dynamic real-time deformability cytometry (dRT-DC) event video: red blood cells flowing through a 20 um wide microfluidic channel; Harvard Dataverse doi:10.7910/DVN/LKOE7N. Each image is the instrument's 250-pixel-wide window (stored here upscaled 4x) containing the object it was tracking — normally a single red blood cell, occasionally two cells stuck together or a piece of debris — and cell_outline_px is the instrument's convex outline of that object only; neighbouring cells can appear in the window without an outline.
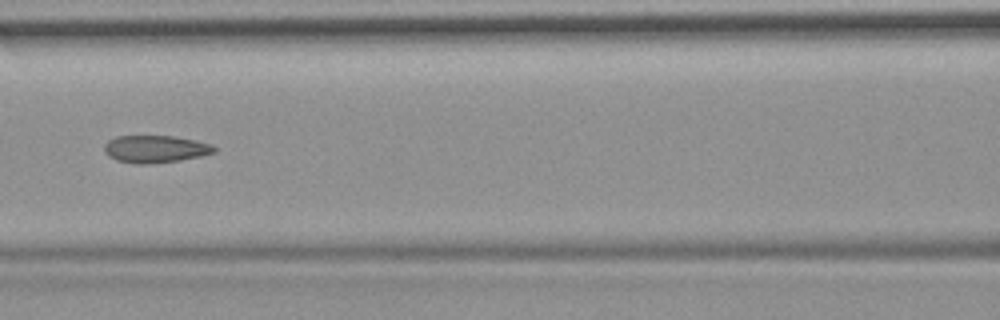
{"species": "common noctule bat (a hibernating species)", "species_latin": "Nyctalus noctula", "temperature_condition": "room temperature", "stored_images_in_passage": 53, "camera_frame_rate_fps": 3000, "um_per_image_px": 0.085, "animal": {"sex": "female", "body_mass_g": 19.9}, "frame": {"image": 1, "passage_image": 23, "time_ms": 7.333, "image_size_px": [1000, 320], "cell_outline_px": [[216, 152], [200, 156], [180, 160], [148, 164], [136, 164], [116, 160], [108, 156], [104, 152], [104, 144], [108, 140], [116, 136], [172, 136], [196, 140], [212, 144], [216, 148]], "centroid_in_image_um": [13.19, 12.66], "position_along_channel_um": 153.4, "area_um2": 17.63}, "authors_computed_cell_mechanics": {"area_um2": 18.1492, "velocity_mm_per_s": 3.7189, "shape_relaxation_time_tau1_ms": null, "shape_relaxation_time_tau2_ms": 1.5843, "deformation_change_tau1": null, "deformation_change_tau2": 0.0767}}